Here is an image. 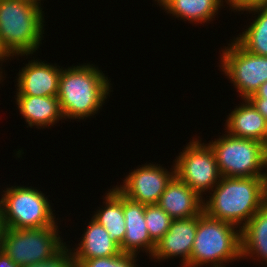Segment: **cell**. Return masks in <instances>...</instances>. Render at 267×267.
Segmentation results:
<instances>
[{"mask_svg": "<svg viewBox=\"0 0 267 267\" xmlns=\"http://www.w3.org/2000/svg\"><path fill=\"white\" fill-rule=\"evenodd\" d=\"M211 192L203 211L239 230L265 205L264 177H221Z\"/></svg>", "mask_w": 267, "mask_h": 267, "instance_id": "cell-1", "label": "cell"}, {"mask_svg": "<svg viewBox=\"0 0 267 267\" xmlns=\"http://www.w3.org/2000/svg\"><path fill=\"white\" fill-rule=\"evenodd\" d=\"M93 64L62 68L57 98L64 118L84 119L97 114L111 91L108 77Z\"/></svg>", "mask_w": 267, "mask_h": 267, "instance_id": "cell-2", "label": "cell"}, {"mask_svg": "<svg viewBox=\"0 0 267 267\" xmlns=\"http://www.w3.org/2000/svg\"><path fill=\"white\" fill-rule=\"evenodd\" d=\"M41 7L26 0H0V39L12 57L39 48L45 26Z\"/></svg>", "mask_w": 267, "mask_h": 267, "instance_id": "cell-3", "label": "cell"}, {"mask_svg": "<svg viewBox=\"0 0 267 267\" xmlns=\"http://www.w3.org/2000/svg\"><path fill=\"white\" fill-rule=\"evenodd\" d=\"M237 228L231 223L210 217L204 211L198 215L190 267L205 264H211V267H225L223 263L240 260L241 230Z\"/></svg>", "mask_w": 267, "mask_h": 267, "instance_id": "cell-4", "label": "cell"}, {"mask_svg": "<svg viewBox=\"0 0 267 267\" xmlns=\"http://www.w3.org/2000/svg\"><path fill=\"white\" fill-rule=\"evenodd\" d=\"M3 190L0 212L5 228H43L56 223L45 194L33 187L12 186Z\"/></svg>", "mask_w": 267, "mask_h": 267, "instance_id": "cell-5", "label": "cell"}, {"mask_svg": "<svg viewBox=\"0 0 267 267\" xmlns=\"http://www.w3.org/2000/svg\"><path fill=\"white\" fill-rule=\"evenodd\" d=\"M57 224L43 228H4L1 249L20 267L51 259L65 246Z\"/></svg>", "mask_w": 267, "mask_h": 267, "instance_id": "cell-6", "label": "cell"}, {"mask_svg": "<svg viewBox=\"0 0 267 267\" xmlns=\"http://www.w3.org/2000/svg\"><path fill=\"white\" fill-rule=\"evenodd\" d=\"M222 177H264L267 153L257 140L224 134L208 144Z\"/></svg>", "mask_w": 267, "mask_h": 267, "instance_id": "cell-7", "label": "cell"}, {"mask_svg": "<svg viewBox=\"0 0 267 267\" xmlns=\"http://www.w3.org/2000/svg\"><path fill=\"white\" fill-rule=\"evenodd\" d=\"M175 159V175L201 198L221 180L213 150L197 138L190 141Z\"/></svg>", "mask_w": 267, "mask_h": 267, "instance_id": "cell-8", "label": "cell"}, {"mask_svg": "<svg viewBox=\"0 0 267 267\" xmlns=\"http://www.w3.org/2000/svg\"><path fill=\"white\" fill-rule=\"evenodd\" d=\"M228 46L220 54L222 72L234 84L242 100L248 99L267 81V57L249 53L234 39Z\"/></svg>", "mask_w": 267, "mask_h": 267, "instance_id": "cell-9", "label": "cell"}, {"mask_svg": "<svg viewBox=\"0 0 267 267\" xmlns=\"http://www.w3.org/2000/svg\"><path fill=\"white\" fill-rule=\"evenodd\" d=\"M158 165L149 163L134 169L123 180V185H116V188L135 202L145 205L158 204L167 184L175 176V165L171 172Z\"/></svg>", "mask_w": 267, "mask_h": 267, "instance_id": "cell-10", "label": "cell"}, {"mask_svg": "<svg viewBox=\"0 0 267 267\" xmlns=\"http://www.w3.org/2000/svg\"><path fill=\"white\" fill-rule=\"evenodd\" d=\"M198 216L173 219L169 230L157 242L152 257L158 261L182 257V267H190V256L197 232Z\"/></svg>", "mask_w": 267, "mask_h": 267, "instance_id": "cell-11", "label": "cell"}, {"mask_svg": "<svg viewBox=\"0 0 267 267\" xmlns=\"http://www.w3.org/2000/svg\"><path fill=\"white\" fill-rule=\"evenodd\" d=\"M62 67L31 60L19 70L17 95L57 96Z\"/></svg>", "mask_w": 267, "mask_h": 267, "instance_id": "cell-12", "label": "cell"}, {"mask_svg": "<svg viewBox=\"0 0 267 267\" xmlns=\"http://www.w3.org/2000/svg\"><path fill=\"white\" fill-rule=\"evenodd\" d=\"M123 212L126 233L120 249L123 253L137 254L140 250L151 257L156 244L151 240L145 222V204L135 202L123 195ZM141 248V249H140ZM139 249V251H138Z\"/></svg>", "mask_w": 267, "mask_h": 267, "instance_id": "cell-13", "label": "cell"}, {"mask_svg": "<svg viewBox=\"0 0 267 267\" xmlns=\"http://www.w3.org/2000/svg\"><path fill=\"white\" fill-rule=\"evenodd\" d=\"M203 200L175 175L167 184L158 205L172 219H188L203 212Z\"/></svg>", "mask_w": 267, "mask_h": 267, "instance_id": "cell-14", "label": "cell"}, {"mask_svg": "<svg viewBox=\"0 0 267 267\" xmlns=\"http://www.w3.org/2000/svg\"><path fill=\"white\" fill-rule=\"evenodd\" d=\"M16 104L28 126L49 127L64 120L57 96L16 95Z\"/></svg>", "mask_w": 267, "mask_h": 267, "instance_id": "cell-15", "label": "cell"}, {"mask_svg": "<svg viewBox=\"0 0 267 267\" xmlns=\"http://www.w3.org/2000/svg\"><path fill=\"white\" fill-rule=\"evenodd\" d=\"M240 106L234 108L226 120L229 135L236 138L253 139L262 143L267 121L248 99H243Z\"/></svg>", "mask_w": 267, "mask_h": 267, "instance_id": "cell-16", "label": "cell"}, {"mask_svg": "<svg viewBox=\"0 0 267 267\" xmlns=\"http://www.w3.org/2000/svg\"><path fill=\"white\" fill-rule=\"evenodd\" d=\"M73 251V259L111 257L122 253L120 246L110 238L104 226L93 218L86 227L79 246Z\"/></svg>", "mask_w": 267, "mask_h": 267, "instance_id": "cell-17", "label": "cell"}, {"mask_svg": "<svg viewBox=\"0 0 267 267\" xmlns=\"http://www.w3.org/2000/svg\"><path fill=\"white\" fill-rule=\"evenodd\" d=\"M244 257L261 258L267 263V204L241 229V258Z\"/></svg>", "mask_w": 267, "mask_h": 267, "instance_id": "cell-18", "label": "cell"}, {"mask_svg": "<svg viewBox=\"0 0 267 267\" xmlns=\"http://www.w3.org/2000/svg\"><path fill=\"white\" fill-rule=\"evenodd\" d=\"M168 14L180 17L189 22L207 23L211 21L218 9L223 6V0H155ZM216 13V14H215Z\"/></svg>", "mask_w": 267, "mask_h": 267, "instance_id": "cell-19", "label": "cell"}, {"mask_svg": "<svg viewBox=\"0 0 267 267\" xmlns=\"http://www.w3.org/2000/svg\"><path fill=\"white\" fill-rule=\"evenodd\" d=\"M104 200L105 208L97 210L92 218L104 226L110 238L121 246L126 233L123 194L114 187L108 191Z\"/></svg>", "mask_w": 267, "mask_h": 267, "instance_id": "cell-20", "label": "cell"}, {"mask_svg": "<svg viewBox=\"0 0 267 267\" xmlns=\"http://www.w3.org/2000/svg\"><path fill=\"white\" fill-rule=\"evenodd\" d=\"M243 11L258 14L240 37L234 40L251 54L267 57V6H256Z\"/></svg>", "mask_w": 267, "mask_h": 267, "instance_id": "cell-21", "label": "cell"}, {"mask_svg": "<svg viewBox=\"0 0 267 267\" xmlns=\"http://www.w3.org/2000/svg\"><path fill=\"white\" fill-rule=\"evenodd\" d=\"M145 222L151 240L157 242L169 230L172 218L158 205H145Z\"/></svg>", "mask_w": 267, "mask_h": 267, "instance_id": "cell-22", "label": "cell"}, {"mask_svg": "<svg viewBox=\"0 0 267 267\" xmlns=\"http://www.w3.org/2000/svg\"><path fill=\"white\" fill-rule=\"evenodd\" d=\"M135 254L121 253L111 257L73 259L77 267H136Z\"/></svg>", "mask_w": 267, "mask_h": 267, "instance_id": "cell-23", "label": "cell"}, {"mask_svg": "<svg viewBox=\"0 0 267 267\" xmlns=\"http://www.w3.org/2000/svg\"><path fill=\"white\" fill-rule=\"evenodd\" d=\"M71 251V249L65 246L51 259L23 267H72L74 265V260Z\"/></svg>", "mask_w": 267, "mask_h": 267, "instance_id": "cell-24", "label": "cell"}, {"mask_svg": "<svg viewBox=\"0 0 267 267\" xmlns=\"http://www.w3.org/2000/svg\"><path fill=\"white\" fill-rule=\"evenodd\" d=\"M226 1V0H225ZM230 9L243 11L256 6H267V0H227Z\"/></svg>", "mask_w": 267, "mask_h": 267, "instance_id": "cell-25", "label": "cell"}, {"mask_svg": "<svg viewBox=\"0 0 267 267\" xmlns=\"http://www.w3.org/2000/svg\"><path fill=\"white\" fill-rule=\"evenodd\" d=\"M259 113L263 115L267 121V99L265 98H248Z\"/></svg>", "mask_w": 267, "mask_h": 267, "instance_id": "cell-26", "label": "cell"}, {"mask_svg": "<svg viewBox=\"0 0 267 267\" xmlns=\"http://www.w3.org/2000/svg\"><path fill=\"white\" fill-rule=\"evenodd\" d=\"M0 267H20L0 249Z\"/></svg>", "mask_w": 267, "mask_h": 267, "instance_id": "cell-27", "label": "cell"}, {"mask_svg": "<svg viewBox=\"0 0 267 267\" xmlns=\"http://www.w3.org/2000/svg\"><path fill=\"white\" fill-rule=\"evenodd\" d=\"M249 98H265L267 99V81L260 85L259 89Z\"/></svg>", "mask_w": 267, "mask_h": 267, "instance_id": "cell-28", "label": "cell"}, {"mask_svg": "<svg viewBox=\"0 0 267 267\" xmlns=\"http://www.w3.org/2000/svg\"><path fill=\"white\" fill-rule=\"evenodd\" d=\"M10 57H12V56L8 53V51L6 50V48L4 47V45H3V43H2V41L0 39V63H1V61L4 62L5 60H7V58L9 59ZM1 74H2V70L0 71V78L2 80V78H3L2 76L3 75H1Z\"/></svg>", "mask_w": 267, "mask_h": 267, "instance_id": "cell-29", "label": "cell"}, {"mask_svg": "<svg viewBox=\"0 0 267 267\" xmlns=\"http://www.w3.org/2000/svg\"><path fill=\"white\" fill-rule=\"evenodd\" d=\"M265 168H267V161H266V165ZM264 201L265 204H267V173H264Z\"/></svg>", "mask_w": 267, "mask_h": 267, "instance_id": "cell-30", "label": "cell"}, {"mask_svg": "<svg viewBox=\"0 0 267 267\" xmlns=\"http://www.w3.org/2000/svg\"><path fill=\"white\" fill-rule=\"evenodd\" d=\"M4 224L2 222L1 212H0V249H1V241H2V235L4 231Z\"/></svg>", "mask_w": 267, "mask_h": 267, "instance_id": "cell-31", "label": "cell"}, {"mask_svg": "<svg viewBox=\"0 0 267 267\" xmlns=\"http://www.w3.org/2000/svg\"><path fill=\"white\" fill-rule=\"evenodd\" d=\"M262 144H263L264 150L267 153V126H266V133H265L264 139L262 141Z\"/></svg>", "mask_w": 267, "mask_h": 267, "instance_id": "cell-32", "label": "cell"}, {"mask_svg": "<svg viewBox=\"0 0 267 267\" xmlns=\"http://www.w3.org/2000/svg\"><path fill=\"white\" fill-rule=\"evenodd\" d=\"M26 1H28V2H32V3H34V4H36V5H38V6H41V1L40 0H26ZM40 1V2H39ZM40 3V4H39Z\"/></svg>", "mask_w": 267, "mask_h": 267, "instance_id": "cell-33", "label": "cell"}]
</instances>
